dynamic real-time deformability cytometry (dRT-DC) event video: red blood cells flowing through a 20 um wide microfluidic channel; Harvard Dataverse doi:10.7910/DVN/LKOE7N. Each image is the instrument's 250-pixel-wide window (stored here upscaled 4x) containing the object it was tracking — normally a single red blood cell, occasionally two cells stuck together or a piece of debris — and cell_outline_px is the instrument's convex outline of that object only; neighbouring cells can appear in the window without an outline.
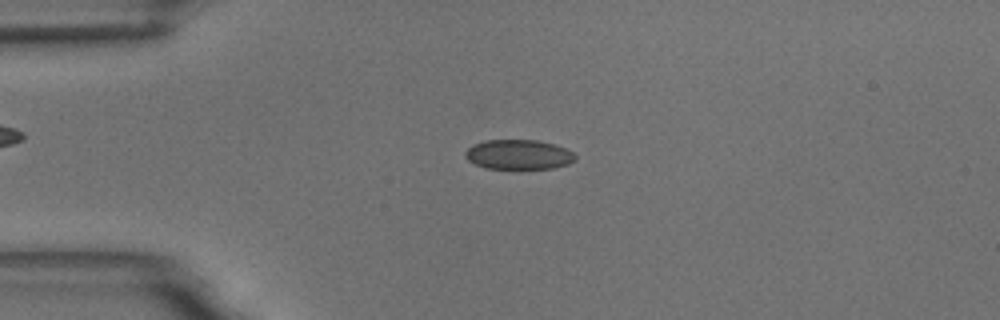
{"species": "common noctule bat (a hibernating species)", "species_latin": "Nyctalus noctula", "temperature_condition": "room temperature", "stored_images_in_passage": 48, "camera_frame_rate_fps": 3000, "um_per_image_px": 0.085, "animal": {"sex": "male", "body_mass_g": 18.8}, "frame": {"image": 1, "passage_image": 6, "time_ms": 1.667, "image_size_px": [1000, 320], "cell_outline_px": [[576, 160], [568, 164], [552, 168], [484, 168], [468, 160], [464, 156], [464, 152], [472, 144], [488, 140], [536, 140], [556, 144], [572, 152], [576, 156]], "centroid_in_image_um": [44.07, 13.13], "position_along_channel_um": 40.9, "area_um2": 19.02}}
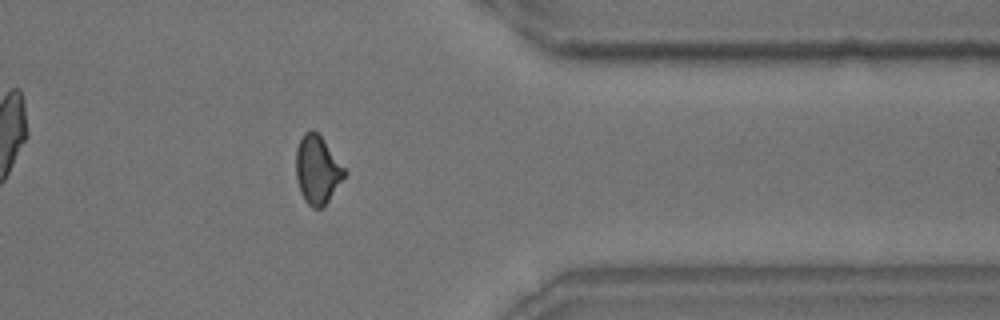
{"frame": {"image": 2, "passage_image": 37, "time_ms": 12.0, "image_size_px": [1000, 320], "cell_outline_px": [[348, 172], [324, 208], [312, 208], [304, 200], [300, 192], [296, 180], [296, 148], [304, 132], [312, 128], [324, 140]], "centroid_in_image_um": [26.98, 14.45], "position_along_channel_um": 384.4, "area_um2": 19.54}}
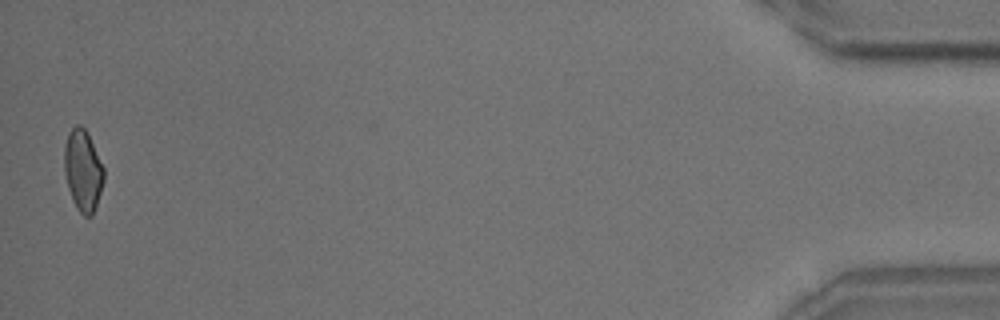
{"frame": {"image": 3, "passage_image": 47, "time_ms": 15.333, "image_size_px": [1000, 320], "cell_outline_px": [[104, 180], [92, 216], [84, 216], [76, 208], [72, 200], [68, 188], [64, 172], [64, 144], [68, 132], [76, 124], [80, 124], [84, 128], [104, 168]], "centroid_in_image_um": [7.02, 14.49], "position_along_channel_um": 428.2, "area_um2": 18.61}, "authors_computed_cell_mechanics": {"area_um2": 19.1896, "velocity_mm_per_s": 3.6858, "shape_relaxation_time_tau1_ms": 11.1996, "shape_relaxation_time_tau2_ms": 1.5166, "deformation_change_tau1": 0.1416, "deformation_change_tau2": 0.0618}}